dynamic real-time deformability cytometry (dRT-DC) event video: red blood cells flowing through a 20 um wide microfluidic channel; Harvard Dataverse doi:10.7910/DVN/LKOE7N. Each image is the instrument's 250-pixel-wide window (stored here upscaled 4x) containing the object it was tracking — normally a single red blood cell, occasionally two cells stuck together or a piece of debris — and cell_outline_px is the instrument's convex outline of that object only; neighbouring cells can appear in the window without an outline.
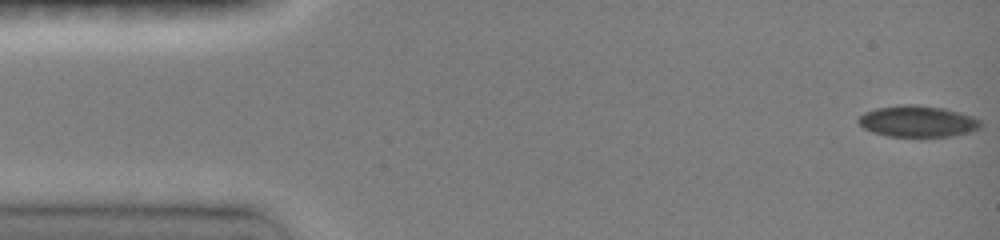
{"species": "common noctule bat (a hibernating species)", "species_latin": "Nyctalus noctula", "temperature_condition": "room temperature", "stored_images_in_passage": 8, "camera_frame_rate_fps": 3000, "um_per_image_px": 0.085, "animal": {"sex": "female", "body_mass_g": 19.0, "forearm_length_mm": 51.5}, "frame": {"image": 1, "passage_image": 1, "time_ms": 0.0, "image_size_px": [1000, 240], "cell_outline_px": [[980, 128], [968, 132], [948, 136], [888, 136], [872, 132], [864, 128], [856, 120], [864, 112], [876, 108], [900, 104], [916, 104], [944, 108], [960, 112], [972, 116], [980, 120]], "centroid_in_image_um": [77.97, 10.29], "position_along_channel_um": 7.0, "area_um2": 22.25}}